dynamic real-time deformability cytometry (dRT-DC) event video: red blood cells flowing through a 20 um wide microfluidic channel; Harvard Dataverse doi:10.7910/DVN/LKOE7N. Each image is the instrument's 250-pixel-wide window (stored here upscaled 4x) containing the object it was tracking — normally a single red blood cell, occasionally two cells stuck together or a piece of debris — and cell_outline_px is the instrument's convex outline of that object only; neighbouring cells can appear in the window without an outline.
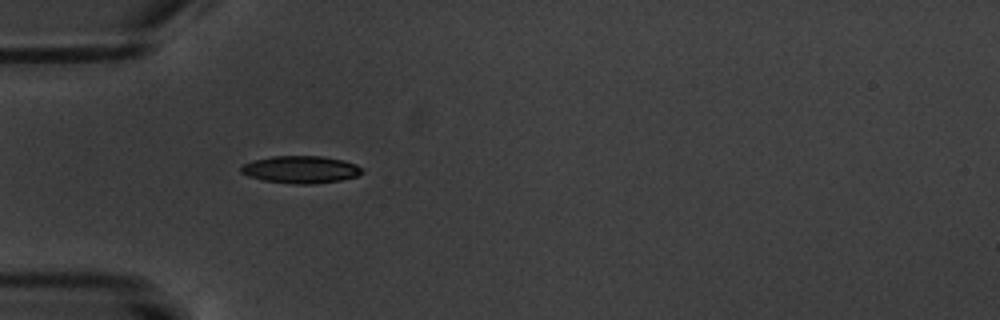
{"species": "common noctule bat (a hibernating species)", "species_latin": "Nyctalus noctula", "temperature_condition": "warm", "stored_images_in_passage": 1, "camera_frame_rate_fps": 3000, "um_per_image_px": 0.085, "animal": {"sex": "male", "body_mass_g": 20.1, "forearm_length_mm": 53.5}, "frame": {"image": 1, "passage_image": 1, "time_ms": 0.0, "image_size_px": [1000, 320], "cell_outline_px": [[364, 172], [356, 176], [340, 180], [312, 184], [292, 184], [264, 180], [248, 176], [240, 172], [240, 164], [252, 160], [272, 156], [324, 156], [344, 160], [356, 164], [364, 168]], "centroid_in_image_um": [25.55, 14.4], "position_along_channel_um": 59.4, "area_um2": 19.54}}